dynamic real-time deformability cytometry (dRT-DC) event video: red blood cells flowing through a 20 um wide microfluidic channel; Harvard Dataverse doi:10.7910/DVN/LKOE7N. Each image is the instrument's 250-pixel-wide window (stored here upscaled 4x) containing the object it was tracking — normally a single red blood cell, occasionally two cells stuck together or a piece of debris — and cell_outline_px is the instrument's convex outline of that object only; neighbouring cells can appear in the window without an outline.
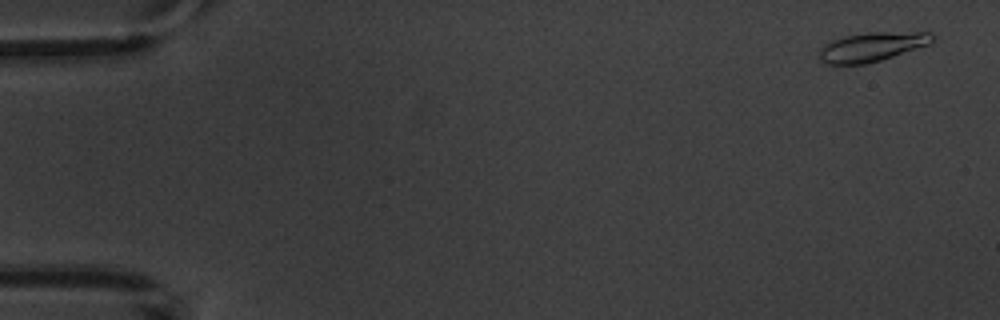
{"species": "common noctule bat (a hibernating species)", "species_latin": "Nyctalus noctula", "temperature_condition": "warm", "stored_images_in_passage": 5, "camera_frame_rate_fps": 3000, "um_per_image_px": 0.085, "animal": {"sex": "male", "body_mass_g": 20.1, "forearm_length_mm": 53.5}, "frame": {"image": 1, "passage_image": 1, "time_ms": 0.0, "image_size_px": [1000, 320], "cell_outline_px": [[936, 36], [928, 44], [880, 60], [864, 64], [828, 64], [820, 60], [820, 48], [832, 40], [844, 36], [868, 32], [932, 32]], "centroid_in_image_um": [74.11, 3.97], "position_along_channel_um": 10.9, "area_um2": 18.96}}